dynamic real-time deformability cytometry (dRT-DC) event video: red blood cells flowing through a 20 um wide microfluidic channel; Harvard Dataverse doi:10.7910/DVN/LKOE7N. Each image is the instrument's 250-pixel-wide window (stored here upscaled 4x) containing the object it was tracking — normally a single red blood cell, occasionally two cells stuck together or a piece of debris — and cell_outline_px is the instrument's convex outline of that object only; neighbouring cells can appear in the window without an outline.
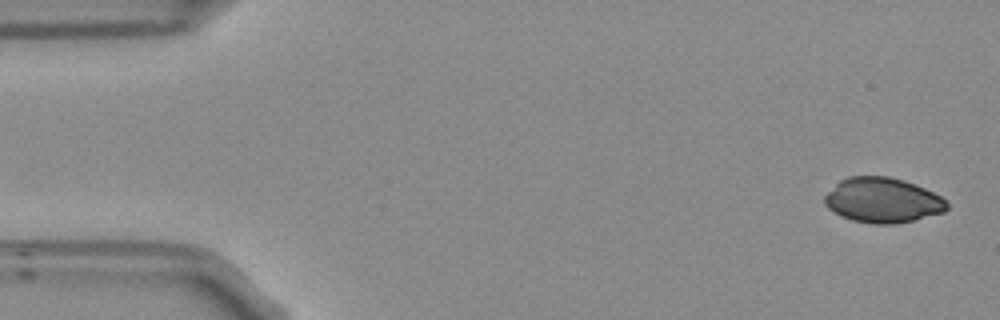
{"species": "Egyptian fruit bat (a non-hibernating species)", "species_latin": "Rousettus aegyptiacus", "temperature_condition": "room temperature", "stored_images_in_passage": 8, "camera_frame_rate_fps": 3000, "um_per_image_px": 0.085, "frame": {"image": 1, "passage_image": 1, "time_ms": 0.0, "image_size_px": [1000, 320], "cell_outline_px": [[948, 208], [944, 212], [912, 220], [892, 224], [872, 224], [852, 220], [840, 216], [828, 208], [824, 204], [824, 196], [840, 180], [848, 176], [888, 176], [904, 180], [924, 188], [940, 196], [948, 204]], "centroid_in_image_um": [74.99, 17.02], "position_along_channel_um": 10.0, "area_um2": 31.96}}